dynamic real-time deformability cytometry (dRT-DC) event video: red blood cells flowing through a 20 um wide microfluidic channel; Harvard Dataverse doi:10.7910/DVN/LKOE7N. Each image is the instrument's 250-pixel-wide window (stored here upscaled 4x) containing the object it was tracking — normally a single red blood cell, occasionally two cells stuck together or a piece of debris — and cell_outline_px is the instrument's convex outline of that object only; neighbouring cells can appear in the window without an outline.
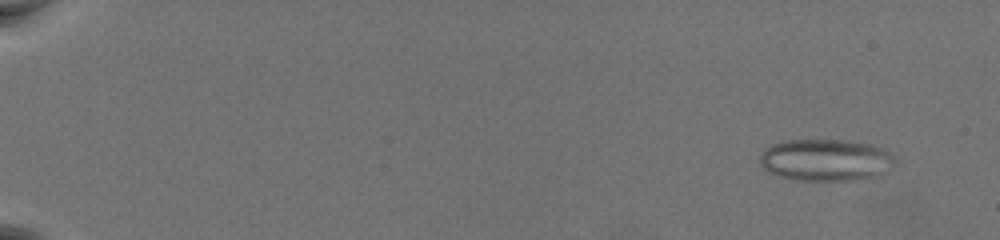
{"species": "common noctule bat (a hibernating species)", "species_latin": "Nyctalus noctula", "temperature_condition": "warm", "stored_images_in_passage": 61, "camera_frame_rate_fps": 3000, "um_per_image_px": 0.085, "animal": {"sex": "female", "body_mass_g": 19.5, "forearm_length_mm": 54.1}, "frame": {"image": 1, "passage_image": 6, "time_ms": 1.667, "image_size_px": [1000, 240], "cell_outline_px": [[896, 160], [892, 164], [872, 176], [852, 180], [792, 180], [776, 176], [768, 172], [760, 164], [760, 152], [764, 148], [772, 144], [788, 140], [848, 140], [872, 144], [884, 148]], "centroid_in_image_um": [70.08, 13.58], "position_along_channel_um": 14.9, "area_um2": 32.83}}
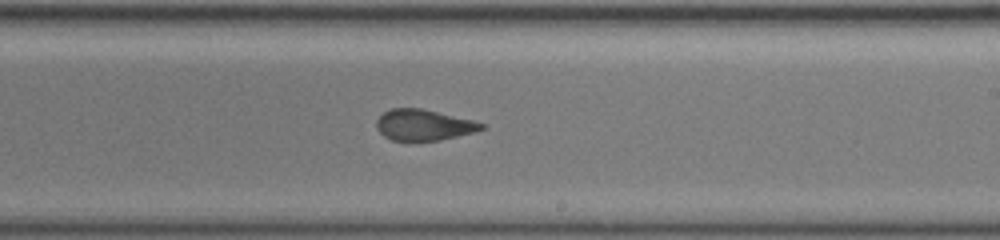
{"frame": {"image": 2, "passage_image": 40, "time_ms": 13.0, "image_size_px": [1000, 240], "cell_outline_px": [[484, 128], [472, 132], [440, 140], [392, 140], [384, 136], [376, 128], [376, 120], [384, 112], [392, 108], [420, 108], [472, 120], [484, 124]], "centroid_in_image_um": [35.96, 10.61], "position_along_channel_um": 253.0, "area_um2": 18.55}}
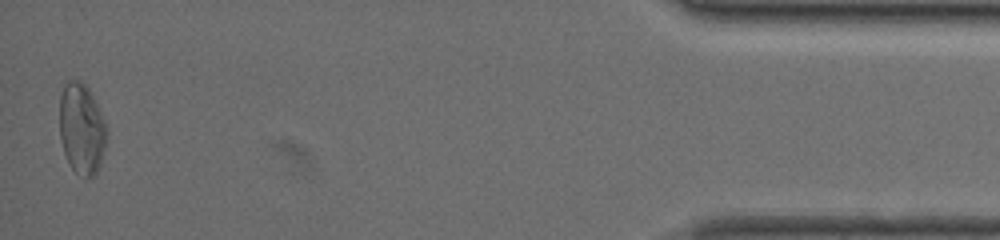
{"frame": {"image": 3, "passage_image": 60, "time_ms": 19.667, "image_size_px": [1000, 240], "cell_outline_px": [[104, 148], [100, 164], [96, 172], [92, 176], [84, 180], [68, 164], [64, 152], [60, 136], [60, 96], [64, 84], [68, 80], [80, 80], [88, 88], [104, 120]], "centroid_in_image_um": [6.9, 10.96], "position_along_channel_um": 428.3, "area_um2": 24.51}, "authors_computed_cell_mechanics": {"area_um2": 23.12, "velocity_mm_per_s": 3.7143, "shape_relaxation_time_tau1_ms": null, "shape_relaxation_time_tau2_ms": 1.117, "deformation_change_tau1": null, "deformation_change_tau2": 0.0811}}